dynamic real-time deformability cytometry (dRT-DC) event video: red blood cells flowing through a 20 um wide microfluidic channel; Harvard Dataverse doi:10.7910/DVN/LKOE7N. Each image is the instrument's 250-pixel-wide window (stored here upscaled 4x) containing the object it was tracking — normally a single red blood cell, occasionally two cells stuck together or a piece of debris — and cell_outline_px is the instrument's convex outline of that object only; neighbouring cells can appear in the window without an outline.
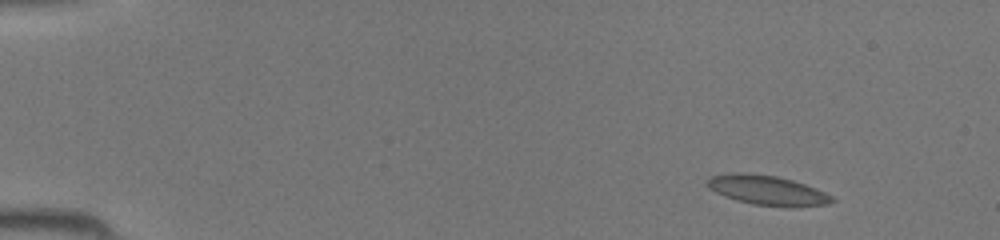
{"species": "common noctule bat (a hibernating species)", "species_latin": "Nyctalus noctula", "temperature_condition": "room temperature", "stored_images_in_passage": 8, "camera_frame_rate_fps": 3000, "um_per_image_px": 0.085, "animal": {"sex": "female", "body_mass_g": 19.5, "forearm_length_mm": 54.1}, "frame": {"image": 1, "passage_image": 1, "time_ms": 0.0, "image_size_px": [1000, 240], "cell_outline_px": [[836, 200], [828, 204], [752, 204], [736, 200], [724, 196], [716, 192], [708, 184], [708, 180], [712, 176], [776, 176], [792, 180], [804, 184], [824, 192], [832, 196]], "centroid_in_image_um": [65.28, 16.19], "position_along_channel_um": 19.7, "area_um2": 19.31}}